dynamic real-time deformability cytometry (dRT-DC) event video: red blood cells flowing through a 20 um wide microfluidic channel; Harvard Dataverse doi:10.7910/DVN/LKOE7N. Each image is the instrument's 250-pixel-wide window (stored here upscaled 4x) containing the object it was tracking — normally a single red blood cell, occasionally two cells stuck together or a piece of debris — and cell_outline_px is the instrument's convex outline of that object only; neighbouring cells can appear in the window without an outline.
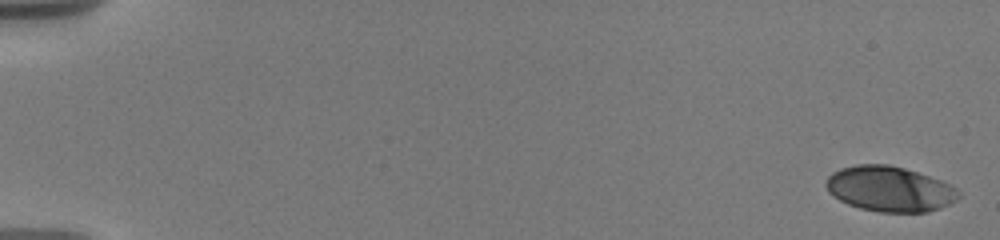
{"species": "human", "species_latin": "Homo sapiens", "temperature_condition": "warm", "stored_images_in_passage": 11, "camera_frame_rate_fps": 3000, "um_per_image_px": 0.085, "donor": {"sex": "male"}, "frame": {"image": 1, "passage_image": 1, "time_ms": 0.0, "image_size_px": [1000, 240], "cell_outline_px": [[960, 196], [956, 200], [940, 208], [928, 212], [880, 212], [860, 208], [848, 204], [840, 200], [828, 192], [824, 184], [828, 176], [832, 172], [840, 168], [856, 164], [888, 164], [904, 168], [940, 180], [956, 188], [960, 192]], "centroid_in_image_um": [75.59, 16.06], "position_along_channel_um": 9.4, "area_um2": 34.97}}
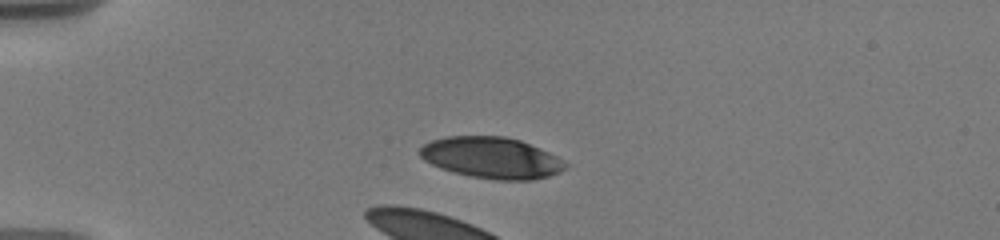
{"frame": {"image": 2, "passage_image": 8, "time_ms": 4.667, "image_size_px": [1000, 240], "cell_outline_px": [[568, 164], [560, 172], [548, 176], [532, 180], [496, 180], [472, 176], [440, 168], [424, 160], [420, 156], [420, 148], [424, 144], [432, 140], [448, 136], [504, 136], [520, 140], [548, 152], [564, 160]], "centroid_in_image_um": [41.79, 13.41], "position_along_channel_um": 43.2, "area_um2": 34.74}}